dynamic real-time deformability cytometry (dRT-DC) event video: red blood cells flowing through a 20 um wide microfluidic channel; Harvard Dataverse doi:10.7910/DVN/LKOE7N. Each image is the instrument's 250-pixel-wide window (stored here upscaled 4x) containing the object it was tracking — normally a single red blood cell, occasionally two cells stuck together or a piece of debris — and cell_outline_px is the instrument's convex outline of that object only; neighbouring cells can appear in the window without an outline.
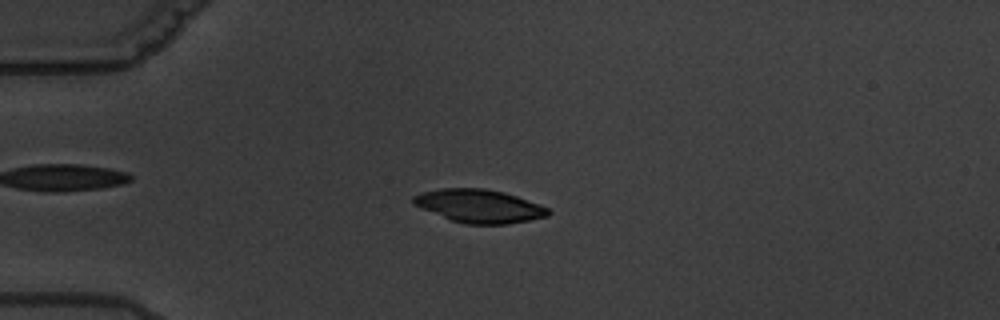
{"species": "common noctule bat (a hibernating species)", "species_latin": "Nyctalus noctula", "temperature_condition": "warm", "stored_images_in_passage": 6, "camera_frame_rate_fps": 3000, "um_per_image_px": 0.085, "animal": {"sex": "male", "body_mass_g": 19.5, "forearm_length_mm": 54.6}, "frame": {"image": 1, "passage_image": 4, "time_ms": 3.333, "image_size_px": [1000, 320], "cell_outline_px": [[552, 212], [548, 216], [508, 224], [464, 224], [452, 220], [412, 204], [412, 196], [420, 192], [440, 188], [484, 188], [504, 192], [540, 204], [548, 208]], "centroid_in_image_um": [40.73, 17.5], "position_along_channel_um": 44.3, "area_um2": 26.13}}